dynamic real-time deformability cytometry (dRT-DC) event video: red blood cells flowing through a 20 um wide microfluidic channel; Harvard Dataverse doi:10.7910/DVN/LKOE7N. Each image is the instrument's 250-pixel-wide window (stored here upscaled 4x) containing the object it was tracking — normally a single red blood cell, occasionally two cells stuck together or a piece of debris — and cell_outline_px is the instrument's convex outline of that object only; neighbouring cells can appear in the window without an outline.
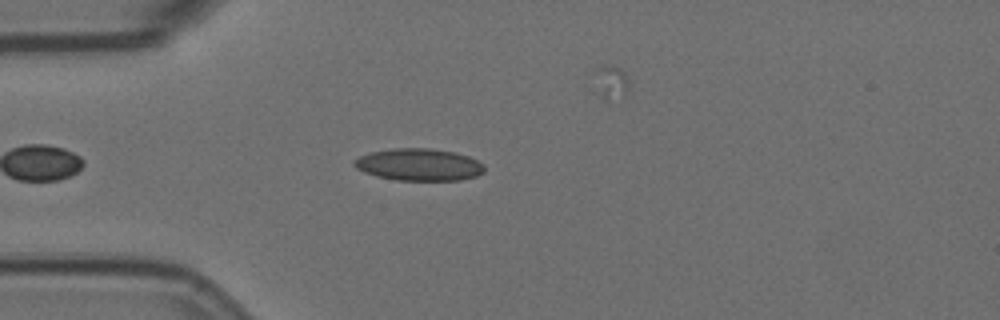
{"species": "Egyptian fruit bat (a non-hibernating species)", "species_latin": "Rousettus aegyptiacus", "temperature_condition": "room temperature", "stored_images_in_passage": 5, "camera_frame_rate_fps": 3000, "um_per_image_px": 0.085, "animal": {"sex": "female"}, "frame": {"image": 1, "passage_image": 3, "time_ms": 0.667, "image_size_px": [1000, 320], "cell_outline_px": [[484, 172], [476, 176], [460, 180], [396, 180], [376, 176], [364, 172], [356, 168], [352, 164], [352, 160], [368, 152], [392, 148], [428, 148], [452, 152], [468, 156], [484, 164]], "centroid_in_image_um": [35.57, 13.99], "position_along_channel_um": 49.4, "area_um2": 24.45}}